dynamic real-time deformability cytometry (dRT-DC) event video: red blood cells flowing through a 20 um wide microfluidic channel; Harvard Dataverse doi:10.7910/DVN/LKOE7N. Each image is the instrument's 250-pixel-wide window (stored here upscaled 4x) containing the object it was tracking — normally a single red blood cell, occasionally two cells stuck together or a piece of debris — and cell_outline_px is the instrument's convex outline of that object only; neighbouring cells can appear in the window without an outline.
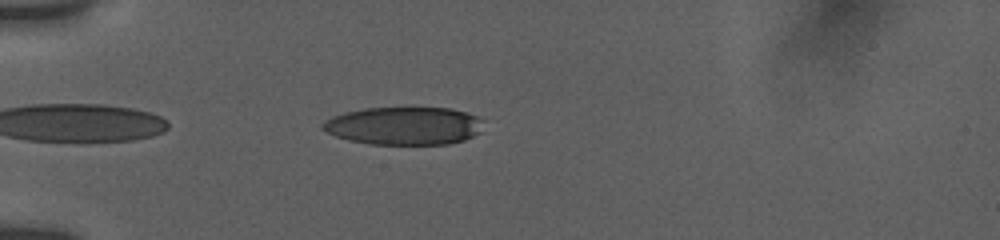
{"species": "human", "species_latin": "Homo sapiens", "temperature_condition": "room temperature", "stored_images_in_passage": 6, "camera_frame_rate_fps": 3000, "um_per_image_px": 0.085, "donor": {"sex": "female"}, "frame": {"image": 1, "passage_image": 6, "time_ms": 4.333, "image_size_px": [1000, 240], "cell_outline_px": [[484, 120], [480, 132], [464, 140], [448, 144], [372, 144], [348, 140], [336, 136], [320, 128], [320, 124], [324, 120], [332, 116], [344, 112], [364, 108], [452, 108], [468, 112]], "centroid_in_image_um": [34.34, 10.69], "position_along_channel_um": 50.7, "area_um2": 35.78}}